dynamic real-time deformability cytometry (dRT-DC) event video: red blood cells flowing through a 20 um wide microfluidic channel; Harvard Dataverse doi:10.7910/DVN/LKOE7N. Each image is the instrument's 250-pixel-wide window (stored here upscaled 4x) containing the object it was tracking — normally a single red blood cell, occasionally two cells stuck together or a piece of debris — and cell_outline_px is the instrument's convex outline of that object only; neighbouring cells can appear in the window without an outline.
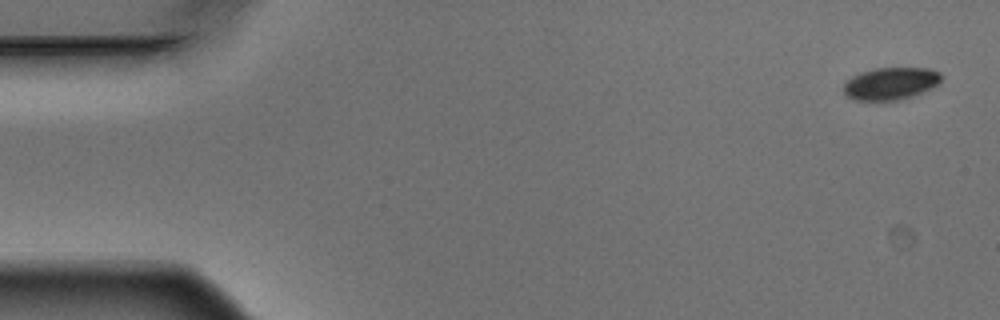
{"species": "Egyptian fruit bat (a non-hibernating species)", "species_latin": "Rousettus aegyptiacus", "temperature_condition": "warm", "stored_images_in_passage": 6, "segment_of_instrument_passage": [1, 2], "camera_frame_rate_fps": 3000, "um_per_image_px": 0.085, "animal": {"sex": "male"}, "frame": {"image": 1, "passage_image": 1, "time_ms": 0.0, "image_size_px": [1000, 320], "cell_outline_px": [[940, 80], [932, 88], [912, 96], [896, 100], [856, 100], [844, 96], [844, 84], [852, 76], [860, 72], [872, 68], [928, 68], [940, 72]], "centroid_in_image_um": [75.67, 7.09], "position_along_channel_um": 9.3, "area_um2": 18.32}}
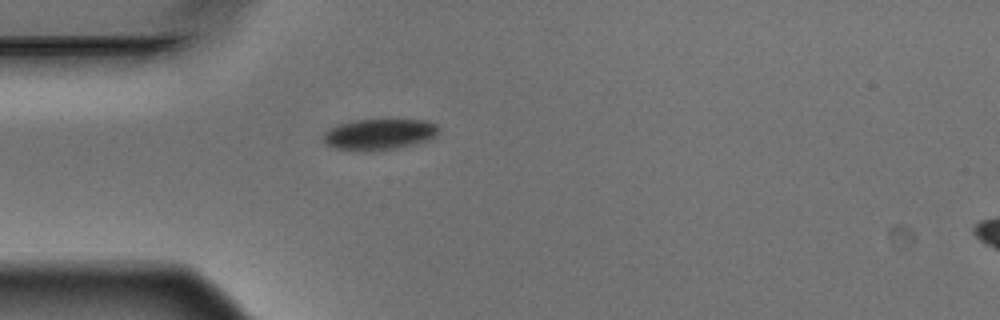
{"frame": {"image": 2, "passage_image": 5, "time_ms": 1.333, "image_size_px": [1000, 320], "cell_outline_px": [[440, 128], [436, 136], [432, 140], [396, 148], [364, 152], [336, 148], [324, 144], [324, 132], [328, 128], [336, 124], [352, 120], [428, 120], [436, 124]], "centroid_in_image_um": [32.24, 11.42], "position_along_channel_um": 52.8, "area_um2": 21.21}}